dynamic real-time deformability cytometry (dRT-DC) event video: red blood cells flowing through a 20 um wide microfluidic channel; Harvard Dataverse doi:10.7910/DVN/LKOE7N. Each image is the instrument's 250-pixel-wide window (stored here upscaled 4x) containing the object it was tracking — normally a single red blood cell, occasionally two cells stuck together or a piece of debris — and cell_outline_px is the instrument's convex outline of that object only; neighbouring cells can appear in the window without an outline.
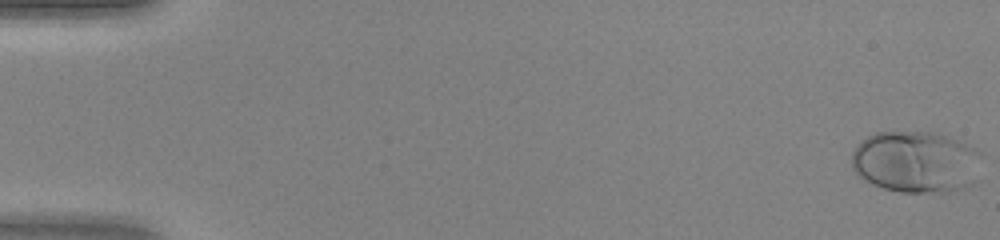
{"species": "human", "species_latin": "Homo sapiens", "temperature_condition": "warm", "stored_images_in_passage": 47, "camera_frame_rate_fps": 3000, "um_per_image_px": 0.085, "donor": {"sex": "female"}, "frame": {"image": 1, "passage_image": 1, "time_ms": 0.0, "image_size_px": [1000, 240], "cell_outline_px": [[980, 156], [972, 184], [964, 188], [948, 192], [900, 192], [884, 188], [872, 184], [864, 180], [852, 168], [852, 152], [856, 144], [868, 136], [876, 132], [932, 132], [960, 140], [976, 148], [980, 152]], "centroid_in_image_um": [77.82, 13.75], "position_along_channel_um": 7.2, "area_um2": 46.76}}
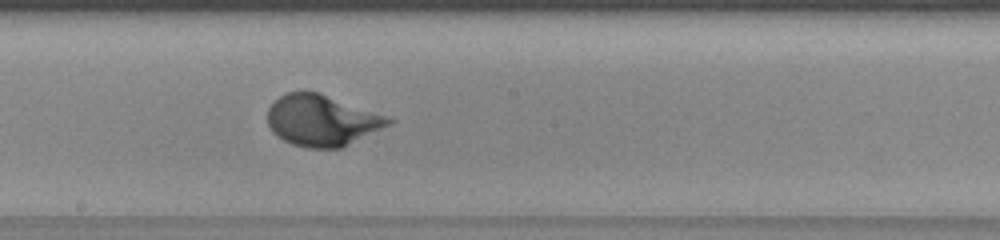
{"frame": {"image": 2, "passage_image": 27, "time_ms": 8.667, "image_size_px": [1000, 240], "cell_outline_px": [[396, 120], [392, 124], [340, 148], [308, 148], [292, 144], [276, 136], [272, 132], [268, 124], [268, 108], [272, 100], [288, 92], [316, 92]], "centroid_in_image_um": [27.31, 10.25], "position_along_channel_um": 220.9, "area_um2": 35.49}}
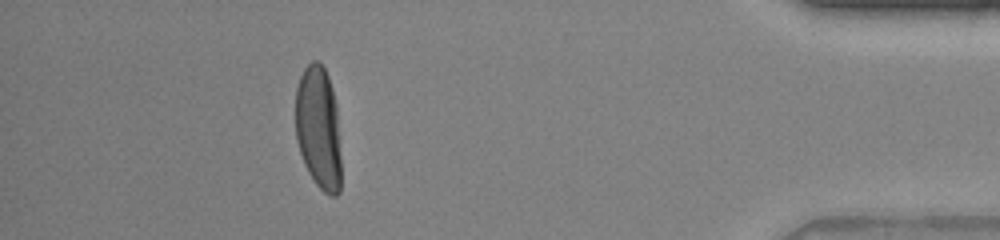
{"frame": {"image": 3, "passage_image": 43, "time_ms": 14.0, "image_size_px": [1000, 240], "cell_outline_px": [[340, 192], [336, 196], [328, 196], [316, 184], [308, 172], [304, 164], [296, 140], [296, 88], [300, 76], [304, 68], [312, 60], [320, 60], [328, 76], [332, 88], [336, 104], [340, 156]], "centroid_in_image_um": [27.06, 10.87], "position_along_channel_um": 408.1, "area_um2": 32.89}}